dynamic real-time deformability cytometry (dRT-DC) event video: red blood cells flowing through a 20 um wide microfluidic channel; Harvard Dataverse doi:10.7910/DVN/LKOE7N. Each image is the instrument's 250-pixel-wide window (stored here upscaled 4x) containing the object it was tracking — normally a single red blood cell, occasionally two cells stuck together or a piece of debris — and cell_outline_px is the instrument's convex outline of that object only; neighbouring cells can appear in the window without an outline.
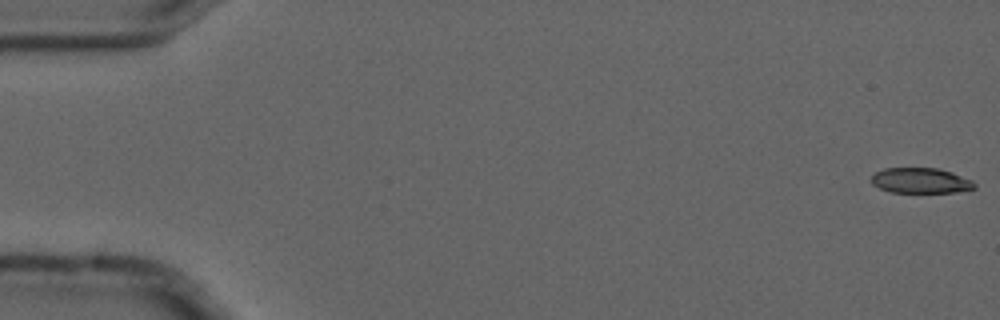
{"species": "common noctule bat (a hibernating species)", "species_latin": "Nyctalus noctula", "temperature_condition": "cold", "stored_images_in_passage": 5, "camera_frame_rate_fps": 3000, "um_per_image_px": 0.085, "animal": {"sex": "male", "forearm_length_mm": 52.5}, "frame": {"image": 1, "passage_image": 1, "time_ms": 0.0, "image_size_px": [1000, 320], "cell_outline_px": [[976, 188], [956, 192], [892, 192], [880, 188], [872, 184], [872, 176], [876, 172], [884, 168], [936, 168], [952, 172], [972, 180], [976, 184]], "centroid_in_image_um": [78.28, 15.35], "position_along_channel_um": 6.7, "area_um2": 15.14}}
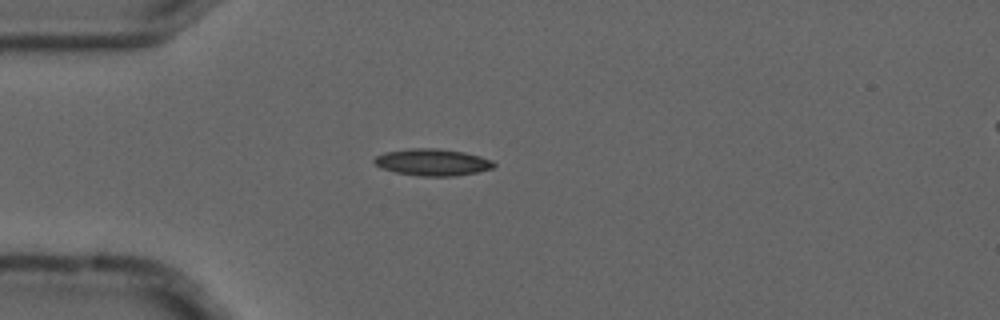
{"frame": {"image": 2, "passage_image": 5, "time_ms": 1.333, "image_size_px": [1000, 320], "cell_outline_px": [[496, 164], [492, 168], [476, 172], [456, 176], [420, 176], [396, 172], [380, 168], [372, 160], [376, 156], [384, 152], [412, 148], [436, 148], [464, 152], [480, 156], [492, 160]], "centroid_in_image_um": [36.75, 13.79], "position_along_channel_um": 48.3, "area_um2": 18.67}}